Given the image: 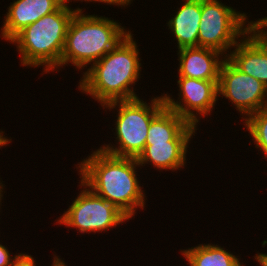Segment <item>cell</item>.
I'll return each instance as SVG.
<instances>
[{
  "label": "cell",
  "instance_id": "1",
  "mask_svg": "<svg viewBox=\"0 0 267 266\" xmlns=\"http://www.w3.org/2000/svg\"><path fill=\"white\" fill-rule=\"evenodd\" d=\"M77 165L81 181L129 219L136 209H144L146 196L137 178V159L113 156L99 148Z\"/></svg>",
  "mask_w": 267,
  "mask_h": 266
},
{
  "label": "cell",
  "instance_id": "2",
  "mask_svg": "<svg viewBox=\"0 0 267 266\" xmlns=\"http://www.w3.org/2000/svg\"><path fill=\"white\" fill-rule=\"evenodd\" d=\"M133 35L130 32L110 52L82 73L78 88L100 102L101 106L113 101L138 98L133 85L141 77L142 59H139V49Z\"/></svg>",
  "mask_w": 267,
  "mask_h": 266
},
{
  "label": "cell",
  "instance_id": "3",
  "mask_svg": "<svg viewBox=\"0 0 267 266\" xmlns=\"http://www.w3.org/2000/svg\"><path fill=\"white\" fill-rule=\"evenodd\" d=\"M76 9L67 28L60 68L71 63L82 70L104 57L131 31L111 18L86 15L83 9Z\"/></svg>",
  "mask_w": 267,
  "mask_h": 266
},
{
  "label": "cell",
  "instance_id": "4",
  "mask_svg": "<svg viewBox=\"0 0 267 266\" xmlns=\"http://www.w3.org/2000/svg\"><path fill=\"white\" fill-rule=\"evenodd\" d=\"M76 11L68 4H63L20 31L10 43L16 45L21 55V66H43L45 73L58 71L67 28Z\"/></svg>",
  "mask_w": 267,
  "mask_h": 266
},
{
  "label": "cell",
  "instance_id": "5",
  "mask_svg": "<svg viewBox=\"0 0 267 266\" xmlns=\"http://www.w3.org/2000/svg\"><path fill=\"white\" fill-rule=\"evenodd\" d=\"M105 107L109 111L119 108L113 128L118 143L117 146L104 144L100 149L113 156L137 159L145 148L151 120L165 107L163 95L152 98L150 103L138 97L113 101L102 106L103 109Z\"/></svg>",
  "mask_w": 267,
  "mask_h": 266
},
{
  "label": "cell",
  "instance_id": "6",
  "mask_svg": "<svg viewBox=\"0 0 267 266\" xmlns=\"http://www.w3.org/2000/svg\"><path fill=\"white\" fill-rule=\"evenodd\" d=\"M247 17L246 13L236 11L219 0H201L198 46L217 50L227 57L228 50L231 51L258 22H249Z\"/></svg>",
  "mask_w": 267,
  "mask_h": 266
},
{
  "label": "cell",
  "instance_id": "7",
  "mask_svg": "<svg viewBox=\"0 0 267 266\" xmlns=\"http://www.w3.org/2000/svg\"><path fill=\"white\" fill-rule=\"evenodd\" d=\"M83 190L58 218L56 223L78 229L80 233L103 232L122 224L129 218L115 205L95 194L81 180Z\"/></svg>",
  "mask_w": 267,
  "mask_h": 266
},
{
  "label": "cell",
  "instance_id": "8",
  "mask_svg": "<svg viewBox=\"0 0 267 266\" xmlns=\"http://www.w3.org/2000/svg\"><path fill=\"white\" fill-rule=\"evenodd\" d=\"M218 95L228 98L236 106L235 109L242 115L241 120L267 107V87L241 72L227 58L220 68Z\"/></svg>",
  "mask_w": 267,
  "mask_h": 266
},
{
  "label": "cell",
  "instance_id": "9",
  "mask_svg": "<svg viewBox=\"0 0 267 266\" xmlns=\"http://www.w3.org/2000/svg\"><path fill=\"white\" fill-rule=\"evenodd\" d=\"M218 83L219 80H199L179 76L177 81L180 91L179 101L178 99L175 101L167 93L163 94L165 106L197 126L199 117L210 115L218 101Z\"/></svg>",
  "mask_w": 267,
  "mask_h": 266
},
{
  "label": "cell",
  "instance_id": "10",
  "mask_svg": "<svg viewBox=\"0 0 267 266\" xmlns=\"http://www.w3.org/2000/svg\"><path fill=\"white\" fill-rule=\"evenodd\" d=\"M227 59L241 72L267 87V30L258 21L233 47Z\"/></svg>",
  "mask_w": 267,
  "mask_h": 266
},
{
  "label": "cell",
  "instance_id": "11",
  "mask_svg": "<svg viewBox=\"0 0 267 266\" xmlns=\"http://www.w3.org/2000/svg\"><path fill=\"white\" fill-rule=\"evenodd\" d=\"M63 4L61 0H14L7 8L1 38L10 42L25 27L53 13Z\"/></svg>",
  "mask_w": 267,
  "mask_h": 266
},
{
  "label": "cell",
  "instance_id": "12",
  "mask_svg": "<svg viewBox=\"0 0 267 266\" xmlns=\"http://www.w3.org/2000/svg\"><path fill=\"white\" fill-rule=\"evenodd\" d=\"M177 55L178 76L199 80H219L221 65L227 58L217 50L199 46L178 49Z\"/></svg>",
  "mask_w": 267,
  "mask_h": 266
},
{
  "label": "cell",
  "instance_id": "13",
  "mask_svg": "<svg viewBox=\"0 0 267 266\" xmlns=\"http://www.w3.org/2000/svg\"><path fill=\"white\" fill-rule=\"evenodd\" d=\"M197 126L166 106L151 120L146 143L191 141Z\"/></svg>",
  "mask_w": 267,
  "mask_h": 266
},
{
  "label": "cell",
  "instance_id": "14",
  "mask_svg": "<svg viewBox=\"0 0 267 266\" xmlns=\"http://www.w3.org/2000/svg\"><path fill=\"white\" fill-rule=\"evenodd\" d=\"M189 141H167L160 143H145L143 152L138 156L139 166L153 165L161 170H179L186 165Z\"/></svg>",
  "mask_w": 267,
  "mask_h": 266
},
{
  "label": "cell",
  "instance_id": "15",
  "mask_svg": "<svg viewBox=\"0 0 267 266\" xmlns=\"http://www.w3.org/2000/svg\"><path fill=\"white\" fill-rule=\"evenodd\" d=\"M176 14L167 22L170 32L177 40V48L198 47L201 20V0H182Z\"/></svg>",
  "mask_w": 267,
  "mask_h": 266
},
{
  "label": "cell",
  "instance_id": "16",
  "mask_svg": "<svg viewBox=\"0 0 267 266\" xmlns=\"http://www.w3.org/2000/svg\"><path fill=\"white\" fill-rule=\"evenodd\" d=\"M189 266H244L239 256L219 245L199 244L181 251Z\"/></svg>",
  "mask_w": 267,
  "mask_h": 266
},
{
  "label": "cell",
  "instance_id": "17",
  "mask_svg": "<svg viewBox=\"0 0 267 266\" xmlns=\"http://www.w3.org/2000/svg\"><path fill=\"white\" fill-rule=\"evenodd\" d=\"M244 125L252 136L255 148H259L267 158V107L256 111L244 119Z\"/></svg>",
  "mask_w": 267,
  "mask_h": 266
},
{
  "label": "cell",
  "instance_id": "18",
  "mask_svg": "<svg viewBox=\"0 0 267 266\" xmlns=\"http://www.w3.org/2000/svg\"><path fill=\"white\" fill-rule=\"evenodd\" d=\"M9 252L10 251L7 249V247L0 243V266H11L22 254H16L12 258V255H10Z\"/></svg>",
  "mask_w": 267,
  "mask_h": 266
},
{
  "label": "cell",
  "instance_id": "19",
  "mask_svg": "<svg viewBox=\"0 0 267 266\" xmlns=\"http://www.w3.org/2000/svg\"><path fill=\"white\" fill-rule=\"evenodd\" d=\"M33 256L22 253L11 266H36Z\"/></svg>",
  "mask_w": 267,
  "mask_h": 266
},
{
  "label": "cell",
  "instance_id": "20",
  "mask_svg": "<svg viewBox=\"0 0 267 266\" xmlns=\"http://www.w3.org/2000/svg\"><path fill=\"white\" fill-rule=\"evenodd\" d=\"M85 2H99V3H106L110 5H118L122 7H126L132 3L133 0H84ZM83 2V0H82Z\"/></svg>",
  "mask_w": 267,
  "mask_h": 266
},
{
  "label": "cell",
  "instance_id": "21",
  "mask_svg": "<svg viewBox=\"0 0 267 266\" xmlns=\"http://www.w3.org/2000/svg\"><path fill=\"white\" fill-rule=\"evenodd\" d=\"M256 261L260 264V266H267V254L265 253H257L254 257Z\"/></svg>",
  "mask_w": 267,
  "mask_h": 266
},
{
  "label": "cell",
  "instance_id": "22",
  "mask_svg": "<svg viewBox=\"0 0 267 266\" xmlns=\"http://www.w3.org/2000/svg\"><path fill=\"white\" fill-rule=\"evenodd\" d=\"M3 133H4V131L0 130V149H1V147H4L5 145L7 146L8 143L12 142L11 141L12 139L11 138L8 139V137H5V135Z\"/></svg>",
  "mask_w": 267,
  "mask_h": 266
},
{
  "label": "cell",
  "instance_id": "23",
  "mask_svg": "<svg viewBox=\"0 0 267 266\" xmlns=\"http://www.w3.org/2000/svg\"><path fill=\"white\" fill-rule=\"evenodd\" d=\"M54 260L51 266H68L65 264L64 260L60 259L59 256L54 255Z\"/></svg>",
  "mask_w": 267,
  "mask_h": 266
},
{
  "label": "cell",
  "instance_id": "24",
  "mask_svg": "<svg viewBox=\"0 0 267 266\" xmlns=\"http://www.w3.org/2000/svg\"><path fill=\"white\" fill-rule=\"evenodd\" d=\"M4 185L5 184H3L2 182H1V180H0V206L2 205L1 204V201H2V199H3V189H4Z\"/></svg>",
  "mask_w": 267,
  "mask_h": 266
},
{
  "label": "cell",
  "instance_id": "25",
  "mask_svg": "<svg viewBox=\"0 0 267 266\" xmlns=\"http://www.w3.org/2000/svg\"><path fill=\"white\" fill-rule=\"evenodd\" d=\"M258 21L265 27L267 28V17H263L261 19H258Z\"/></svg>",
  "mask_w": 267,
  "mask_h": 266
},
{
  "label": "cell",
  "instance_id": "26",
  "mask_svg": "<svg viewBox=\"0 0 267 266\" xmlns=\"http://www.w3.org/2000/svg\"><path fill=\"white\" fill-rule=\"evenodd\" d=\"M64 4H69V1L70 2H72V0H61ZM73 1H81L82 2V0H73Z\"/></svg>",
  "mask_w": 267,
  "mask_h": 266
}]
</instances>
